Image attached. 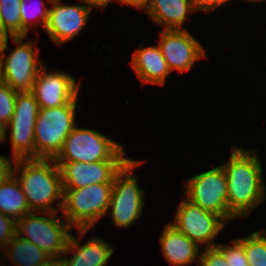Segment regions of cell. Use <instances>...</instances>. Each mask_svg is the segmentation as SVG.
I'll use <instances>...</instances> for the list:
<instances>
[{
    "label": "cell",
    "instance_id": "cell-1",
    "mask_svg": "<svg viewBox=\"0 0 266 266\" xmlns=\"http://www.w3.org/2000/svg\"><path fill=\"white\" fill-rule=\"evenodd\" d=\"M255 151L232 147L230 160L221 165L227 180L228 221L246 217L265 199L262 165Z\"/></svg>",
    "mask_w": 266,
    "mask_h": 266
},
{
    "label": "cell",
    "instance_id": "cell-2",
    "mask_svg": "<svg viewBox=\"0 0 266 266\" xmlns=\"http://www.w3.org/2000/svg\"><path fill=\"white\" fill-rule=\"evenodd\" d=\"M10 171L13 174L21 171L17 180L31 211L58 212L50 205L60 198L62 200L57 204L62 209L64 189L60 169L54 159H16L10 163Z\"/></svg>",
    "mask_w": 266,
    "mask_h": 266
},
{
    "label": "cell",
    "instance_id": "cell-3",
    "mask_svg": "<svg viewBox=\"0 0 266 266\" xmlns=\"http://www.w3.org/2000/svg\"><path fill=\"white\" fill-rule=\"evenodd\" d=\"M113 183L64 189L62 212L65 222L78 230L80 239L108 212Z\"/></svg>",
    "mask_w": 266,
    "mask_h": 266
},
{
    "label": "cell",
    "instance_id": "cell-4",
    "mask_svg": "<svg viewBox=\"0 0 266 266\" xmlns=\"http://www.w3.org/2000/svg\"><path fill=\"white\" fill-rule=\"evenodd\" d=\"M77 101L53 108H39L34 129L36 158L54 159L75 127ZM77 106V107H76Z\"/></svg>",
    "mask_w": 266,
    "mask_h": 266
},
{
    "label": "cell",
    "instance_id": "cell-5",
    "mask_svg": "<svg viewBox=\"0 0 266 266\" xmlns=\"http://www.w3.org/2000/svg\"><path fill=\"white\" fill-rule=\"evenodd\" d=\"M104 160H130L124 157L122 145L104 134L74 127L54 161L92 163Z\"/></svg>",
    "mask_w": 266,
    "mask_h": 266
},
{
    "label": "cell",
    "instance_id": "cell-6",
    "mask_svg": "<svg viewBox=\"0 0 266 266\" xmlns=\"http://www.w3.org/2000/svg\"><path fill=\"white\" fill-rule=\"evenodd\" d=\"M31 211L16 221V234L33 242L50 257H60L66 250L67 242L72 233L69 223H63L55 217L57 212H41L48 216H36Z\"/></svg>",
    "mask_w": 266,
    "mask_h": 266
},
{
    "label": "cell",
    "instance_id": "cell-7",
    "mask_svg": "<svg viewBox=\"0 0 266 266\" xmlns=\"http://www.w3.org/2000/svg\"><path fill=\"white\" fill-rule=\"evenodd\" d=\"M141 163L130 159L114 177L107 214L111 209L116 227L127 228L141 216L145 190L139 188L137 177L132 175Z\"/></svg>",
    "mask_w": 266,
    "mask_h": 266
},
{
    "label": "cell",
    "instance_id": "cell-8",
    "mask_svg": "<svg viewBox=\"0 0 266 266\" xmlns=\"http://www.w3.org/2000/svg\"><path fill=\"white\" fill-rule=\"evenodd\" d=\"M39 106L32 92L16 94L14 114L2 130V142L6 139V127H10L13 159L36 158L34 129Z\"/></svg>",
    "mask_w": 266,
    "mask_h": 266
},
{
    "label": "cell",
    "instance_id": "cell-9",
    "mask_svg": "<svg viewBox=\"0 0 266 266\" xmlns=\"http://www.w3.org/2000/svg\"><path fill=\"white\" fill-rule=\"evenodd\" d=\"M24 38L20 36L12 38L17 47L7 56L5 61L4 53L8 49V43L0 49L3 82L17 93L32 92L37 75L44 66L42 60L37 58L39 50L34 54L33 42L31 40L20 44Z\"/></svg>",
    "mask_w": 266,
    "mask_h": 266
},
{
    "label": "cell",
    "instance_id": "cell-10",
    "mask_svg": "<svg viewBox=\"0 0 266 266\" xmlns=\"http://www.w3.org/2000/svg\"><path fill=\"white\" fill-rule=\"evenodd\" d=\"M186 199L228 220L227 180L222 166L186 179Z\"/></svg>",
    "mask_w": 266,
    "mask_h": 266
},
{
    "label": "cell",
    "instance_id": "cell-11",
    "mask_svg": "<svg viewBox=\"0 0 266 266\" xmlns=\"http://www.w3.org/2000/svg\"><path fill=\"white\" fill-rule=\"evenodd\" d=\"M189 239L206 248L215 247L213 239L223 228L225 221L212 212L191 203L187 199L181 201L175 216V222L170 223Z\"/></svg>",
    "mask_w": 266,
    "mask_h": 266
},
{
    "label": "cell",
    "instance_id": "cell-12",
    "mask_svg": "<svg viewBox=\"0 0 266 266\" xmlns=\"http://www.w3.org/2000/svg\"><path fill=\"white\" fill-rule=\"evenodd\" d=\"M129 160H104L92 163L55 161L63 189H79L91 184L113 183L115 175Z\"/></svg>",
    "mask_w": 266,
    "mask_h": 266
},
{
    "label": "cell",
    "instance_id": "cell-13",
    "mask_svg": "<svg viewBox=\"0 0 266 266\" xmlns=\"http://www.w3.org/2000/svg\"><path fill=\"white\" fill-rule=\"evenodd\" d=\"M158 45L170 71H190L195 61L205 57V49L187 29L162 30Z\"/></svg>",
    "mask_w": 266,
    "mask_h": 266
},
{
    "label": "cell",
    "instance_id": "cell-14",
    "mask_svg": "<svg viewBox=\"0 0 266 266\" xmlns=\"http://www.w3.org/2000/svg\"><path fill=\"white\" fill-rule=\"evenodd\" d=\"M80 85L70 74L49 73L44 65L37 75L32 93L39 108H53L77 101Z\"/></svg>",
    "mask_w": 266,
    "mask_h": 266
},
{
    "label": "cell",
    "instance_id": "cell-15",
    "mask_svg": "<svg viewBox=\"0 0 266 266\" xmlns=\"http://www.w3.org/2000/svg\"><path fill=\"white\" fill-rule=\"evenodd\" d=\"M61 0H52L45 30L58 45L72 40L86 25L91 10L87 6L60 5Z\"/></svg>",
    "mask_w": 266,
    "mask_h": 266
},
{
    "label": "cell",
    "instance_id": "cell-16",
    "mask_svg": "<svg viewBox=\"0 0 266 266\" xmlns=\"http://www.w3.org/2000/svg\"><path fill=\"white\" fill-rule=\"evenodd\" d=\"M111 246L108 242L96 237L80 246L77 239L71 234L63 255L71 254L72 252L73 256L69 259L64 256L65 265L105 266L114 252V248Z\"/></svg>",
    "mask_w": 266,
    "mask_h": 266
},
{
    "label": "cell",
    "instance_id": "cell-17",
    "mask_svg": "<svg viewBox=\"0 0 266 266\" xmlns=\"http://www.w3.org/2000/svg\"><path fill=\"white\" fill-rule=\"evenodd\" d=\"M138 49L133 53L130 62L139 79L143 84L152 83L164 85L168 74L171 72L162 55L159 45Z\"/></svg>",
    "mask_w": 266,
    "mask_h": 266
},
{
    "label": "cell",
    "instance_id": "cell-18",
    "mask_svg": "<svg viewBox=\"0 0 266 266\" xmlns=\"http://www.w3.org/2000/svg\"><path fill=\"white\" fill-rule=\"evenodd\" d=\"M159 240L165 259L173 265H187L200 258L198 244L170 223L165 226Z\"/></svg>",
    "mask_w": 266,
    "mask_h": 266
},
{
    "label": "cell",
    "instance_id": "cell-19",
    "mask_svg": "<svg viewBox=\"0 0 266 266\" xmlns=\"http://www.w3.org/2000/svg\"><path fill=\"white\" fill-rule=\"evenodd\" d=\"M157 24H163L164 30H182L188 13L195 10L193 0H152L146 10Z\"/></svg>",
    "mask_w": 266,
    "mask_h": 266
},
{
    "label": "cell",
    "instance_id": "cell-20",
    "mask_svg": "<svg viewBox=\"0 0 266 266\" xmlns=\"http://www.w3.org/2000/svg\"><path fill=\"white\" fill-rule=\"evenodd\" d=\"M18 176L8 171L0 179V212L15 221L31 212Z\"/></svg>",
    "mask_w": 266,
    "mask_h": 266
},
{
    "label": "cell",
    "instance_id": "cell-21",
    "mask_svg": "<svg viewBox=\"0 0 266 266\" xmlns=\"http://www.w3.org/2000/svg\"><path fill=\"white\" fill-rule=\"evenodd\" d=\"M3 248V251L6 252L5 254L10 257V260L16 266H41L50 258L47 253L33 242L21 238L17 234Z\"/></svg>",
    "mask_w": 266,
    "mask_h": 266
},
{
    "label": "cell",
    "instance_id": "cell-22",
    "mask_svg": "<svg viewBox=\"0 0 266 266\" xmlns=\"http://www.w3.org/2000/svg\"><path fill=\"white\" fill-rule=\"evenodd\" d=\"M262 232L236 239L244 247L249 266H266V231Z\"/></svg>",
    "mask_w": 266,
    "mask_h": 266
},
{
    "label": "cell",
    "instance_id": "cell-23",
    "mask_svg": "<svg viewBox=\"0 0 266 266\" xmlns=\"http://www.w3.org/2000/svg\"><path fill=\"white\" fill-rule=\"evenodd\" d=\"M21 0H0V17L14 37H22Z\"/></svg>",
    "mask_w": 266,
    "mask_h": 266
},
{
    "label": "cell",
    "instance_id": "cell-24",
    "mask_svg": "<svg viewBox=\"0 0 266 266\" xmlns=\"http://www.w3.org/2000/svg\"><path fill=\"white\" fill-rule=\"evenodd\" d=\"M16 94L9 85L0 83V129L10 122L15 109Z\"/></svg>",
    "mask_w": 266,
    "mask_h": 266
},
{
    "label": "cell",
    "instance_id": "cell-25",
    "mask_svg": "<svg viewBox=\"0 0 266 266\" xmlns=\"http://www.w3.org/2000/svg\"><path fill=\"white\" fill-rule=\"evenodd\" d=\"M27 2H28L27 0H21V3H20L21 20H22V37H27L28 31H29V25L33 24L31 19L35 20L36 17L37 18L39 17L38 19H41L40 24L45 29L47 21H48V14H49V8L45 6L46 4H44V2H41L43 3V6H41V8L37 7L38 8L37 9L35 7L34 8L30 7L32 8V10L28 7Z\"/></svg>",
    "mask_w": 266,
    "mask_h": 266
},
{
    "label": "cell",
    "instance_id": "cell-26",
    "mask_svg": "<svg viewBox=\"0 0 266 266\" xmlns=\"http://www.w3.org/2000/svg\"><path fill=\"white\" fill-rule=\"evenodd\" d=\"M232 245L217 244L215 247L224 255L228 266H249L244 247L235 239Z\"/></svg>",
    "mask_w": 266,
    "mask_h": 266
},
{
    "label": "cell",
    "instance_id": "cell-27",
    "mask_svg": "<svg viewBox=\"0 0 266 266\" xmlns=\"http://www.w3.org/2000/svg\"><path fill=\"white\" fill-rule=\"evenodd\" d=\"M198 266H228L224 255L216 247H203Z\"/></svg>",
    "mask_w": 266,
    "mask_h": 266
},
{
    "label": "cell",
    "instance_id": "cell-28",
    "mask_svg": "<svg viewBox=\"0 0 266 266\" xmlns=\"http://www.w3.org/2000/svg\"><path fill=\"white\" fill-rule=\"evenodd\" d=\"M16 234V221L0 212V249Z\"/></svg>",
    "mask_w": 266,
    "mask_h": 266
},
{
    "label": "cell",
    "instance_id": "cell-29",
    "mask_svg": "<svg viewBox=\"0 0 266 266\" xmlns=\"http://www.w3.org/2000/svg\"><path fill=\"white\" fill-rule=\"evenodd\" d=\"M228 1L231 0H193V4L196 11L202 10L206 12L215 9Z\"/></svg>",
    "mask_w": 266,
    "mask_h": 266
},
{
    "label": "cell",
    "instance_id": "cell-30",
    "mask_svg": "<svg viewBox=\"0 0 266 266\" xmlns=\"http://www.w3.org/2000/svg\"><path fill=\"white\" fill-rule=\"evenodd\" d=\"M151 1L152 0H119V2L122 4H127L132 7L134 6L140 10H147L151 4Z\"/></svg>",
    "mask_w": 266,
    "mask_h": 266
},
{
    "label": "cell",
    "instance_id": "cell-31",
    "mask_svg": "<svg viewBox=\"0 0 266 266\" xmlns=\"http://www.w3.org/2000/svg\"><path fill=\"white\" fill-rule=\"evenodd\" d=\"M8 32V29L4 26V23L0 17V49L5 47V45L8 43L9 34L11 38L14 37L11 33Z\"/></svg>",
    "mask_w": 266,
    "mask_h": 266
},
{
    "label": "cell",
    "instance_id": "cell-32",
    "mask_svg": "<svg viewBox=\"0 0 266 266\" xmlns=\"http://www.w3.org/2000/svg\"><path fill=\"white\" fill-rule=\"evenodd\" d=\"M79 1L89 4L86 6L91 10V8H93L94 6L99 7V8H105L110 3V1H113V0H79ZM116 1H119V0H116Z\"/></svg>",
    "mask_w": 266,
    "mask_h": 266
},
{
    "label": "cell",
    "instance_id": "cell-33",
    "mask_svg": "<svg viewBox=\"0 0 266 266\" xmlns=\"http://www.w3.org/2000/svg\"><path fill=\"white\" fill-rule=\"evenodd\" d=\"M10 163L11 160H9L7 157L0 155V179L8 172L10 171Z\"/></svg>",
    "mask_w": 266,
    "mask_h": 266
},
{
    "label": "cell",
    "instance_id": "cell-34",
    "mask_svg": "<svg viewBox=\"0 0 266 266\" xmlns=\"http://www.w3.org/2000/svg\"><path fill=\"white\" fill-rule=\"evenodd\" d=\"M41 266H66L63 257H50Z\"/></svg>",
    "mask_w": 266,
    "mask_h": 266
},
{
    "label": "cell",
    "instance_id": "cell-35",
    "mask_svg": "<svg viewBox=\"0 0 266 266\" xmlns=\"http://www.w3.org/2000/svg\"><path fill=\"white\" fill-rule=\"evenodd\" d=\"M3 82L2 58L0 56V83Z\"/></svg>",
    "mask_w": 266,
    "mask_h": 266
},
{
    "label": "cell",
    "instance_id": "cell-36",
    "mask_svg": "<svg viewBox=\"0 0 266 266\" xmlns=\"http://www.w3.org/2000/svg\"><path fill=\"white\" fill-rule=\"evenodd\" d=\"M246 1H250V2H261V1H264V0H246Z\"/></svg>",
    "mask_w": 266,
    "mask_h": 266
},
{
    "label": "cell",
    "instance_id": "cell-37",
    "mask_svg": "<svg viewBox=\"0 0 266 266\" xmlns=\"http://www.w3.org/2000/svg\"><path fill=\"white\" fill-rule=\"evenodd\" d=\"M2 142V130L0 129V143Z\"/></svg>",
    "mask_w": 266,
    "mask_h": 266
}]
</instances>
